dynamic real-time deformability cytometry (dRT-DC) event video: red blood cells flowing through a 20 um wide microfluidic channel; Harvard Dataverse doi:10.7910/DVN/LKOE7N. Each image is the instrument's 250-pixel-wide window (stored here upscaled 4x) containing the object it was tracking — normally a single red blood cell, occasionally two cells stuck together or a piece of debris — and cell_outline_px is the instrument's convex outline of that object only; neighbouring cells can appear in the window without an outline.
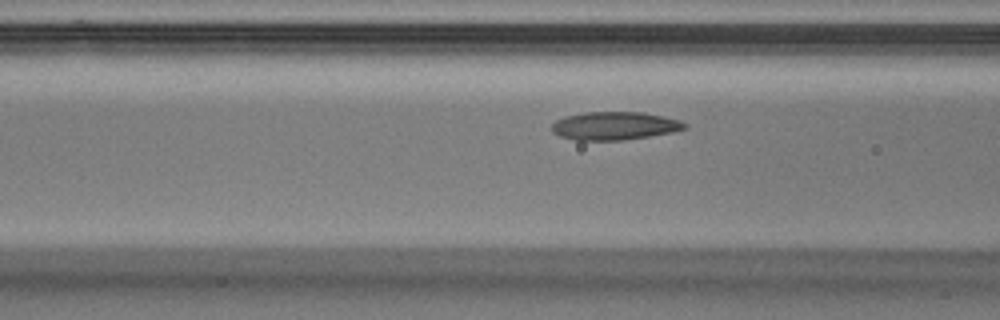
{"species": "Egyptian fruit bat (a non-hibernating species)", "species_latin": "Rousettus aegyptiacus", "temperature_condition": "warm", "stored_images_in_passage": 34, "camera_frame_rate_fps": 3000, "um_per_image_px": 0.085, "animal": {"sex": "male"}, "frame": {"image": 1, "passage_image": 4, "time_ms": 1.0, "image_size_px": [1000, 320], "cell_outline_px": [[688, 128], [672, 132], [624, 140], [576, 140], [560, 136], [552, 132], [552, 124], [556, 120], [564, 116], [584, 112], [644, 112], [664, 116], [680, 120], [688, 124]], "centroid_in_image_um": [52.25, 10.69], "position_along_channel_um": 114.3, "area_um2": 21.91}}
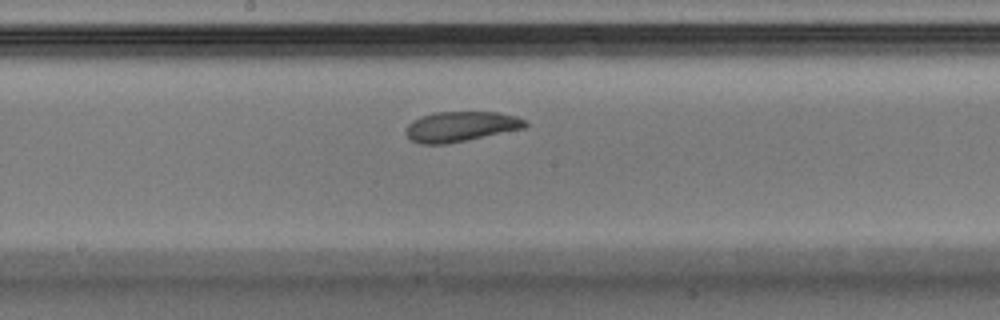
{"frame": {"image": 2, "passage_image": 11, "time_ms": 3.333, "image_size_px": [1000, 320], "cell_outline_px": [[528, 124], [524, 128], [448, 144], [420, 144], [412, 140], [404, 132], [404, 128], [412, 120], [420, 116], [432, 112], [496, 112], [516, 116], [524, 120]], "centroid_in_image_um": [39.1, 10.75], "position_along_channel_um": 209.1, "area_um2": 21.04}}
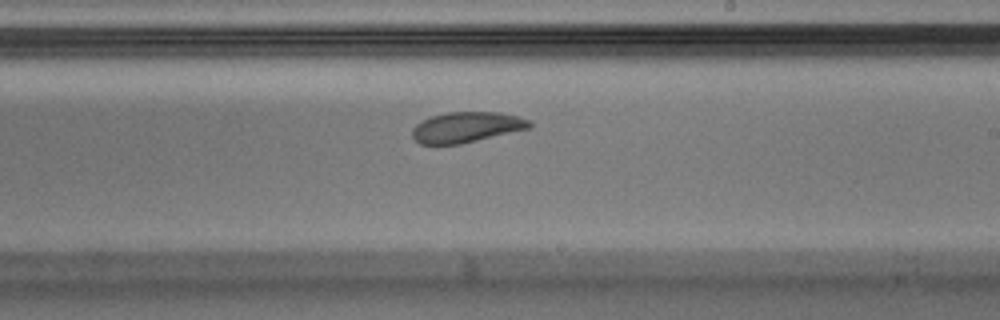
{"frame": {"image": 3, "passage_image": 14, "time_ms": 4.333, "image_size_px": [1000, 320], "cell_outline_px": [[532, 128], [460, 144], [420, 144], [412, 136], [412, 128], [416, 124], [432, 116], [444, 112], [500, 112], [532, 120]], "centroid_in_image_um": [39.69, 10.81], "position_along_channel_um": 249.3, "area_um2": 20.92}}